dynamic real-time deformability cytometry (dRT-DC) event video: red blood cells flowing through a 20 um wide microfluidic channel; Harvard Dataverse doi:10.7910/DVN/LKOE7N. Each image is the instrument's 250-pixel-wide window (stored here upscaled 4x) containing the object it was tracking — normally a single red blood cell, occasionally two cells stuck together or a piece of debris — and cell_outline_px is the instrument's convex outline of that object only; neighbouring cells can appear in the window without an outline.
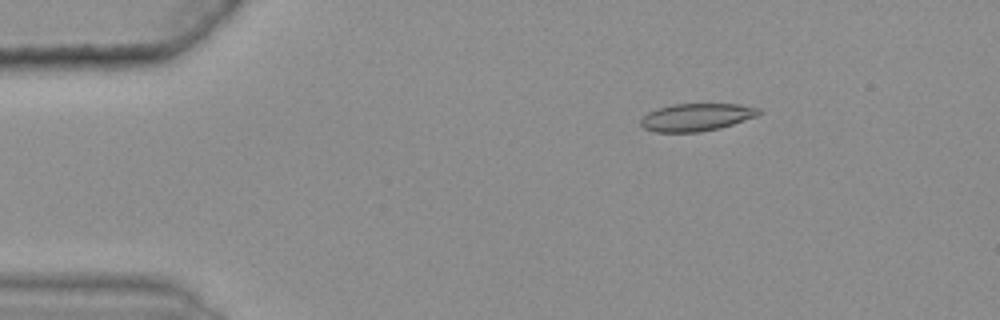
{"species": "common noctule bat (a hibernating species)", "species_latin": "Nyctalus noctula", "temperature_condition": "warm", "stored_images_in_passage": 50, "camera_frame_rate_fps": 3000, "um_per_image_px": 0.085, "animal": {"sex": "female", "body_mass_g": 25.1}, "frame": {"image": 1, "passage_image": 9, "time_ms": 2.667, "image_size_px": [1000, 320], "cell_outline_px": [[764, 112], [756, 116], [720, 128], [700, 132], [656, 132], [644, 128], [640, 124], [640, 120], [648, 112], [656, 108], [672, 104], [740, 104], [760, 108]], "centroid_in_image_um": [59.2, 9.95], "position_along_channel_um": 25.8, "area_um2": 19.07}}
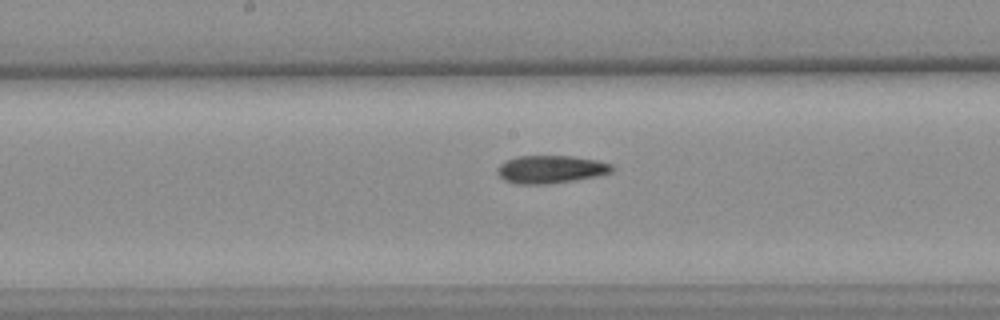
{"frame": {"image": 2, "passage_image": 29, "time_ms": 9.333, "image_size_px": [1000, 320], "cell_outline_px": [[616, 168], [612, 172], [596, 176], [576, 180], [552, 184], [516, 184], [504, 180], [496, 172], [496, 168], [500, 164], [516, 156], [572, 156], [600, 160], [612, 164]], "centroid_in_image_um": [46.84, 14.39], "position_along_channel_um": 201.4, "area_um2": 18.9}}
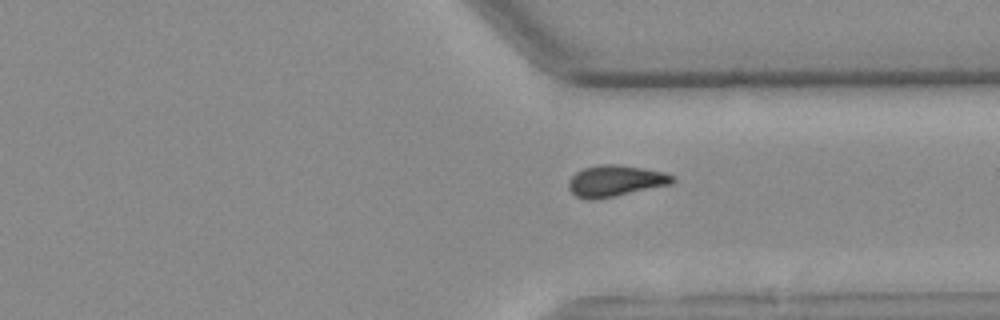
{"frame": {"image": 3, "passage_image": 42, "time_ms": 13.667, "image_size_px": [1000, 320], "cell_outline_px": [[676, 180], [672, 184], [616, 196], [592, 200], [588, 200], [576, 196], [568, 188], [568, 180], [576, 172], [584, 168], [600, 164], [616, 164], [664, 172], [672, 176]], "centroid_in_image_um": [52.29, 15.38], "position_along_channel_um": 359.1, "area_um2": 18.9}, "authors_computed_cell_mechanics": {"area_um2": 18.9006, "velocity_mm_per_s": 3.6281, "shape_relaxation_time_tau1_ms": null, "shape_relaxation_time_tau2_ms": 4.3019, "deformation_change_tau1": null, "deformation_change_tau2": 0.1074}}